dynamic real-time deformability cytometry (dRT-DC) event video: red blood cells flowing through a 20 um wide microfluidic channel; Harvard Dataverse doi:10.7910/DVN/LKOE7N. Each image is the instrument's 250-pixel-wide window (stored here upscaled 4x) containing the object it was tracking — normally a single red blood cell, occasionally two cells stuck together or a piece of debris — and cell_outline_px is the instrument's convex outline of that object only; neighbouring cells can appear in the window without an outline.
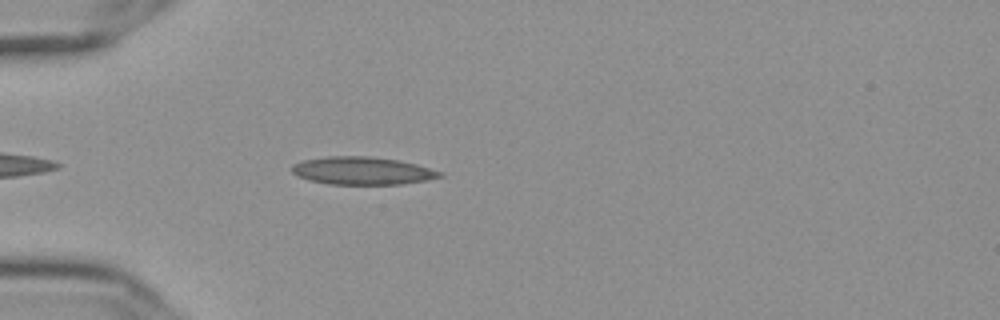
{"species": "Egyptian fruit bat (a non-hibernating species)", "species_latin": "Rousettus aegyptiacus", "temperature_condition": "cold", "stored_images_in_passage": 23, "camera_frame_rate_fps": 3000, "um_per_image_px": 0.085, "frame": {"image": 1, "passage_image": 5, "time_ms": 1.333, "image_size_px": [1000, 320], "cell_outline_px": [[444, 176], [428, 180], [400, 184], [328, 184], [308, 180], [296, 176], [292, 172], [292, 164], [304, 160], [328, 156], [368, 156], [400, 160], [416, 164], [444, 172]], "centroid_in_image_um": [30.81, 14.51], "position_along_channel_um": 54.2, "area_um2": 24.1}}
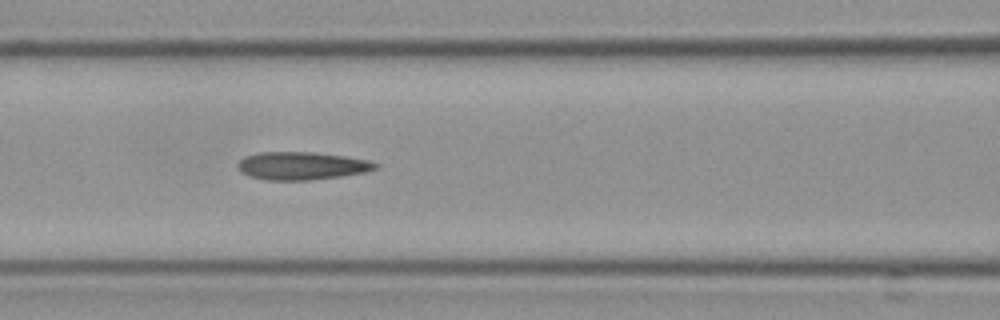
{"frame": {"image": 2, "passage_image": 13, "time_ms": 4.0, "image_size_px": [1000, 320], "cell_outline_px": [[380, 164], [376, 168], [364, 172], [340, 176], [308, 180], [264, 180], [248, 176], [240, 172], [236, 168], [236, 164], [244, 156], [260, 152], [312, 152], [344, 156], [368, 160]], "centroid_in_image_um": [25.58, 14.09], "position_along_channel_um": 141.0, "area_um2": 22.43}}
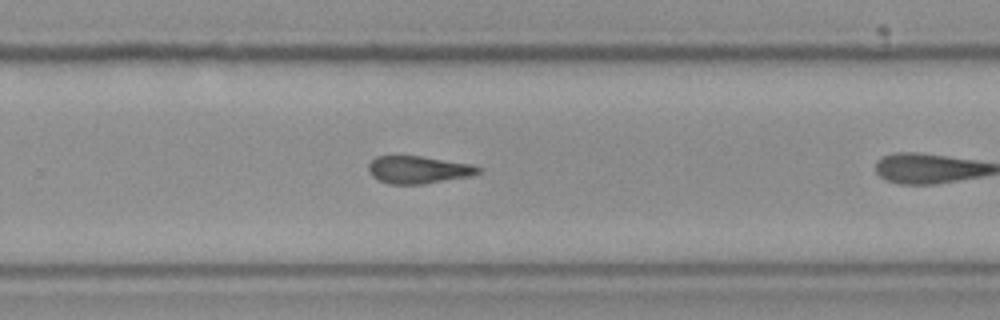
{"frame": {"image": 3, "passage_image": 22, "time_ms": 7.0, "image_size_px": [1000, 320], "cell_outline_px": [[480, 172], [468, 176], [424, 184], [388, 184], [372, 176], [368, 172], [368, 164], [376, 156], [420, 156], [472, 164], [480, 168]], "centroid_in_image_um": [35.52, 14.42], "position_along_channel_um": 294.3, "area_um2": 17.46}}